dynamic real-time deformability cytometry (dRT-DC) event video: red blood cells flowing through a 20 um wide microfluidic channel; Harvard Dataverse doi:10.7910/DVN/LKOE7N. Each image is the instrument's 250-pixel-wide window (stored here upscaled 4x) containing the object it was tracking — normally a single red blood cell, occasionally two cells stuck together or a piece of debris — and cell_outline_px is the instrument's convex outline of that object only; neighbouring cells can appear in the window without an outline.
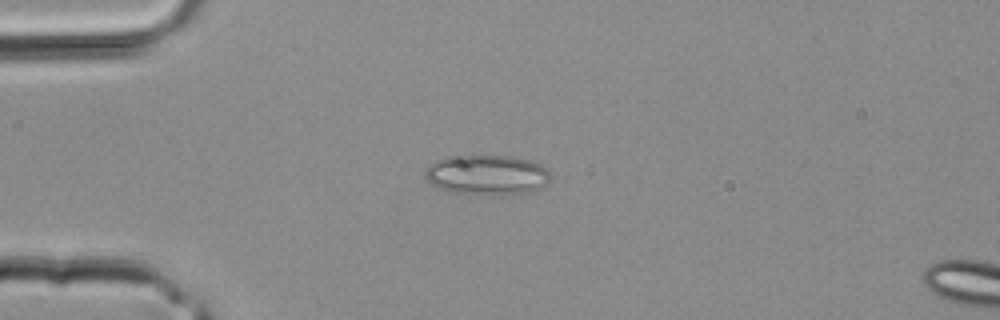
{"species": "common noctule bat (a hibernating species)", "species_latin": "Nyctalus noctula", "temperature_condition": "room temperature", "stored_images_in_passage": 2, "camera_frame_rate_fps": 3000, "um_per_image_px": 0.085, "animal": {"sex": "male", "body_mass_g": 20.4}, "frame": {"image": 1, "passage_image": 2, "time_ms": 0.333, "image_size_px": [1000, 320], "cell_outline_px": [[548, 184], [532, 192], [504, 196], [488, 196], [452, 192], [440, 188], [432, 184], [424, 176], [424, 172], [428, 164], [444, 156], [464, 152], [472, 152], [512, 156], [532, 160], [548, 168]], "centroid_in_image_um": [41.36, 14.82], "position_along_channel_um": 43.6, "area_um2": 31.04}}